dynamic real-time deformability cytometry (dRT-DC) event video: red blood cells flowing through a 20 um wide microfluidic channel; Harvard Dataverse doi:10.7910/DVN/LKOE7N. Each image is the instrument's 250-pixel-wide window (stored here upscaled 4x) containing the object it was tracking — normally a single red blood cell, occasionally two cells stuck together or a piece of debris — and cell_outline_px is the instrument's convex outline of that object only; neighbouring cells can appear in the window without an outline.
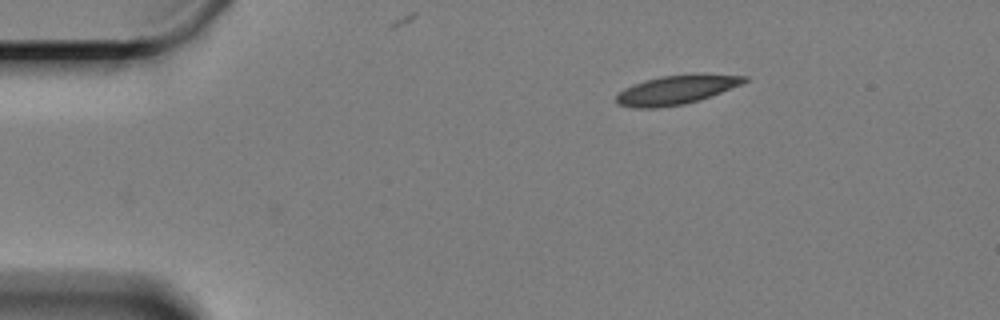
{"species": "Egyptian fruit bat (a non-hibernating species)", "species_latin": "Rousettus aegyptiacus", "temperature_condition": "cold", "stored_images_in_passage": 2, "camera_frame_rate_fps": 3000, "um_per_image_px": 0.085, "animal": {"sex": "female"}, "frame": {"image": 1, "passage_image": 2, "time_ms": 0.333, "image_size_px": [1000, 320], "cell_outline_px": [[748, 80], [740, 84], [720, 92], [684, 104], [656, 108], [636, 108], [616, 104], [616, 96], [624, 88], [632, 84], [644, 80], [660, 76], [696, 72], [704, 72], [748, 76]], "centroid_in_image_um": [57.48, 7.59], "position_along_channel_um": 27.5, "area_um2": 21.96}}